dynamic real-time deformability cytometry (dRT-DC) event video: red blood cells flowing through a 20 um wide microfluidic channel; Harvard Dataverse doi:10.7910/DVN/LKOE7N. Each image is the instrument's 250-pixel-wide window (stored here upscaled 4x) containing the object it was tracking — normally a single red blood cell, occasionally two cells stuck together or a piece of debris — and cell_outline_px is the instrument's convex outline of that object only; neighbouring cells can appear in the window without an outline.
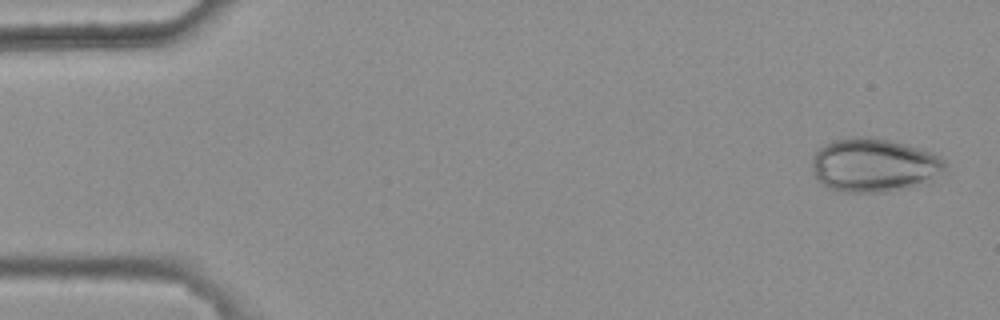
{"species": "common noctule bat (a hibernating species)", "species_latin": "Nyctalus noctula", "temperature_condition": "warm", "stored_images_in_passage": 5, "camera_frame_rate_fps": 3000, "um_per_image_px": 0.085, "animal": {"sex": "female", "body_mass_g": 25.1}, "frame": {"image": 1, "passage_image": 1, "time_ms": 0.0, "image_size_px": [1000, 320], "cell_outline_px": [[948, 172], [932, 184], [912, 188], [888, 192], [844, 192], [828, 188], [816, 176], [812, 168], [812, 160], [816, 152], [824, 144], [832, 140], [856, 136], [868, 136], [888, 140], [932, 152], [940, 156], [948, 164]], "centroid_in_image_um": [74.42, 14.07], "position_along_channel_um": 10.6, "area_um2": 42.66}}